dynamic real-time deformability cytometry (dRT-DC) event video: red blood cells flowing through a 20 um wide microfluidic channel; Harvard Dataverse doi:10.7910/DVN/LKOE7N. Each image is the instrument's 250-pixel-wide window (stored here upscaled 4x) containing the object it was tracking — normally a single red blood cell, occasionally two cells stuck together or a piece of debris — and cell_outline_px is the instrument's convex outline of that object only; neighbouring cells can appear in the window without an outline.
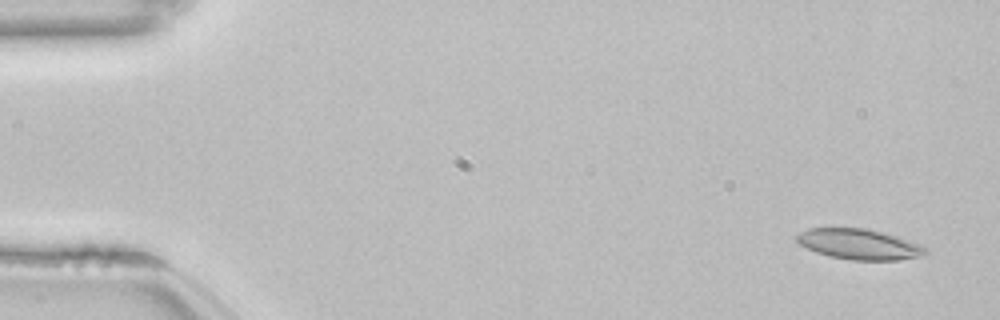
{"species": "common noctule bat (a hibernating species)", "species_latin": "Nyctalus noctula", "temperature_condition": "room temperature", "stored_images_in_passage": 17, "camera_frame_rate_fps": 3000, "um_per_image_px": 0.085, "animal": {"sex": "female", "body_mass_g": 22.7, "forearm_length_mm": 54.2}, "frame": {"image": 1, "passage_image": 3, "time_ms": 0.667, "image_size_px": [1000, 320], "cell_outline_px": [[928, 252], [924, 256], [896, 260], [852, 260], [828, 256], [816, 252], [800, 244], [796, 240], [796, 236], [800, 232], [808, 228], [868, 228], [884, 232], [920, 244], [928, 248]], "centroid_in_image_um": [73.06, 20.76], "position_along_channel_um": 11.9, "area_um2": 23.0}}